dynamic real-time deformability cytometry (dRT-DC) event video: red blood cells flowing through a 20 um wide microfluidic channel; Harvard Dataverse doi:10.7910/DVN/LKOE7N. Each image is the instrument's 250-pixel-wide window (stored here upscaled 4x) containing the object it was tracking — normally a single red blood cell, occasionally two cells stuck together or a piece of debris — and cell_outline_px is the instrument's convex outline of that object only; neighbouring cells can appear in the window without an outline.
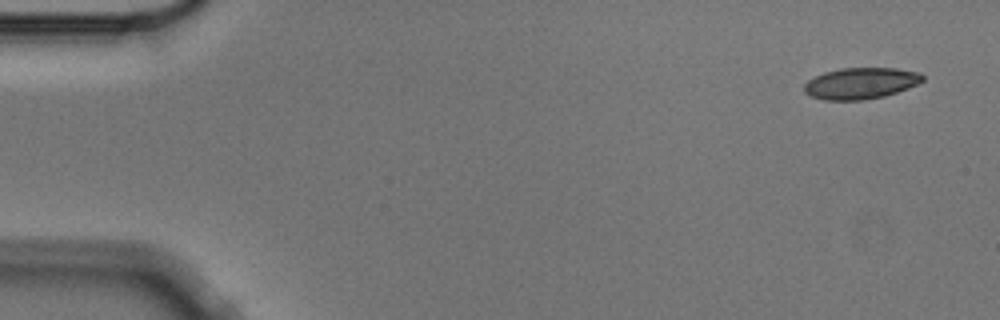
{"species": "Egyptian fruit bat (a non-hibernating species)", "species_latin": "Rousettus aegyptiacus", "temperature_condition": "cold", "stored_images_in_passage": 3, "camera_frame_rate_fps": 3000, "um_per_image_px": 0.085, "animal": {"sex": "male"}, "frame": {"image": 1, "passage_image": 1, "time_ms": 0.0, "image_size_px": [1000, 320], "cell_outline_px": [[924, 80], [908, 88], [884, 96], [864, 100], [824, 100], [812, 96], [804, 92], [804, 84], [808, 80], [824, 72], [840, 68], [896, 68], [920, 72], [924, 76]], "centroid_in_image_um": [73.16, 7.07], "position_along_channel_um": 11.8, "area_um2": 21.62}}
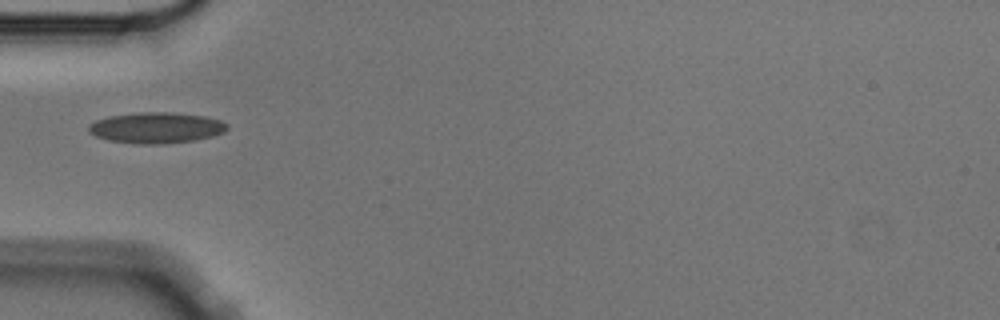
{"frame": {"image": 2, "passage_image": 3, "time_ms": 0.667, "image_size_px": [1000, 320], "cell_outline_px": [[228, 128], [224, 132], [212, 136], [192, 140], [160, 144], [136, 144], [108, 140], [96, 136], [88, 132], [88, 124], [96, 120], [108, 116], [140, 112], [172, 112], [204, 116], [220, 120], [228, 124]], "centroid_in_image_um": [13.25, 10.85], "position_along_channel_um": 71.7, "area_um2": 24.97}}